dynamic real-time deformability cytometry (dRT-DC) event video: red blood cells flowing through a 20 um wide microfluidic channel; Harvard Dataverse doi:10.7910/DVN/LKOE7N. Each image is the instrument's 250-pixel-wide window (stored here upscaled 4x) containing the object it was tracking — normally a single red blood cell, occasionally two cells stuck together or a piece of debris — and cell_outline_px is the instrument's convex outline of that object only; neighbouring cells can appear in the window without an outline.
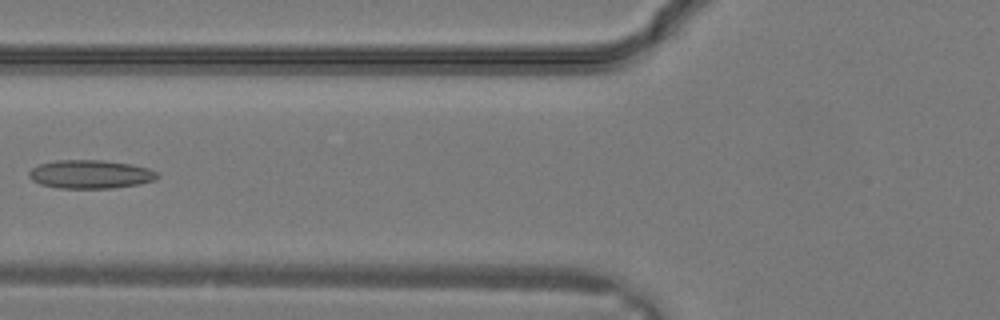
{"species": "common noctule bat (a hibernating species)", "species_latin": "Nyctalus noctula", "temperature_condition": "warm", "stored_images_in_passage": 11, "camera_frame_rate_fps": 3000, "um_per_image_px": 0.085, "animal": {"sex": "male", "body_mass_g": 19.2, "forearm_length_mm": 51.8}, "frame": {"image": 1, "passage_image": 10, "time_ms": 3.0, "image_size_px": [1000, 320], "cell_outline_px": [[160, 176], [156, 180], [140, 184], [112, 188], [56, 188], [40, 184], [32, 180], [28, 176], [28, 172], [32, 168], [40, 164], [56, 160], [104, 160], [132, 164], [148, 168], [156, 172]], "centroid_in_image_um": [7.69, 14.81], "position_along_channel_um": 118.1, "area_um2": 21.5}}